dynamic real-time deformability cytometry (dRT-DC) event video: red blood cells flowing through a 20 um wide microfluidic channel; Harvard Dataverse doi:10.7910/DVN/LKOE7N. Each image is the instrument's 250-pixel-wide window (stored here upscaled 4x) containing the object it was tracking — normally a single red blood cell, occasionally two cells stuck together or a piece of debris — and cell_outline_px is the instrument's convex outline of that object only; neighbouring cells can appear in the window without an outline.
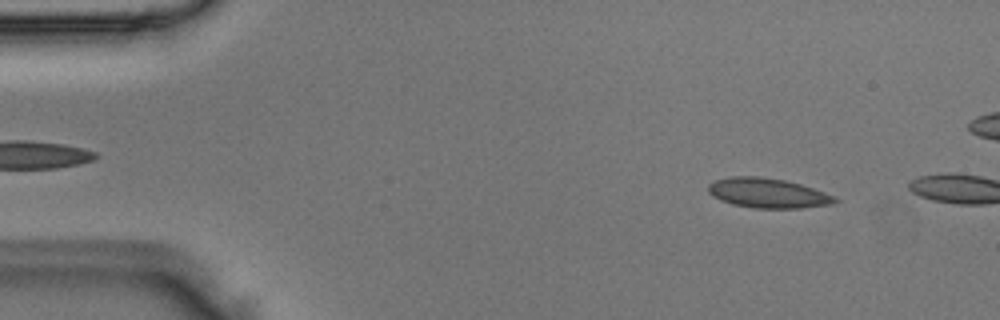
{"species": "Egyptian fruit bat (a non-hibernating species)", "species_latin": "Rousettus aegyptiacus", "temperature_condition": "room temperature", "stored_images_in_passage": 2, "camera_frame_rate_fps": 3000, "um_per_image_px": 0.085, "animal": {"sex": "male"}, "frame": {"image": 1, "passage_image": 1, "time_ms": 0.0, "image_size_px": [1000, 320], "cell_outline_px": [[840, 200], [832, 204], [800, 208], [752, 208], [732, 204], [720, 200], [712, 196], [708, 192], [708, 184], [716, 180], [732, 176], [760, 176], [784, 180], [800, 184], [812, 188], [832, 196]], "centroid_in_image_um": [65.21, 16.41], "position_along_channel_um": 19.8, "area_um2": 21.85}}